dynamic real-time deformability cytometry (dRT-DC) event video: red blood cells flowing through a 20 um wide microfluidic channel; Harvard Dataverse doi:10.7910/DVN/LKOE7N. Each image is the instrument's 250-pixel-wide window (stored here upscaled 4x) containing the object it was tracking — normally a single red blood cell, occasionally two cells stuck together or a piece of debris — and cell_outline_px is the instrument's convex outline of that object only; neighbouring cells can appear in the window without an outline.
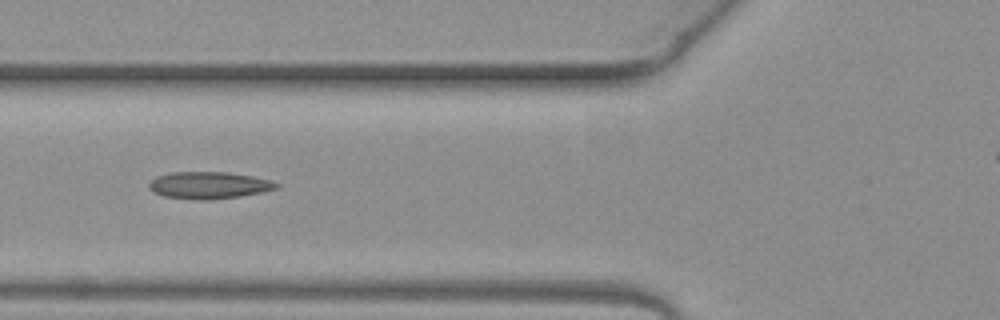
{"species": "common noctule bat (a hibernating species)", "species_latin": "Nyctalus noctula", "temperature_condition": "warm", "stored_images_in_passage": 4, "camera_frame_rate_fps": 3000, "um_per_image_px": 0.085, "animal": {"sex": "female", "body_mass_g": 19.3, "forearm_length_mm": 54.1}, "frame": {"image": 1, "passage_image": 4, "time_ms": 1.0, "image_size_px": [1000, 320], "cell_outline_px": [[280, 188], [264, 192], [240, 196], [212, 200], [200, 200], [164, 196], [148, 188], [148, 184], [156, 176], [172, 172], [228, 172], [252, 176], [268, 180], [280, 184]], "centroid_in_image_um": [17.79, 15.75], "position_along_channel_um": 108.0, "area_um2": 20.06}}